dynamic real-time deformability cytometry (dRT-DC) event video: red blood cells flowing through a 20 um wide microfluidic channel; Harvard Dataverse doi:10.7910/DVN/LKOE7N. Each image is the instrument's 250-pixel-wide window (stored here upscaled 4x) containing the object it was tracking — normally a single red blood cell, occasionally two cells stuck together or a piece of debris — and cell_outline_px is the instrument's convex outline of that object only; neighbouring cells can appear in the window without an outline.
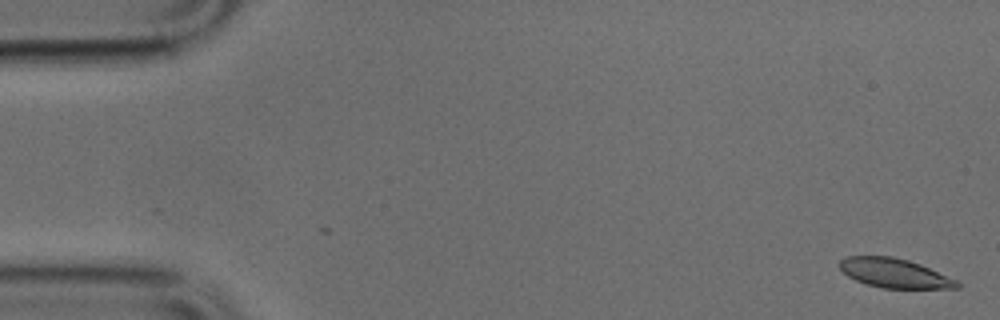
{"species": "common noctule bat (a hibernating species)", "species_latin": "Nyctalus noctula", "temperature_condition": "cold", "stored_images_in_passage": 4, "camera_frame_rate_fps": 3000, "um_per_image_px": 0.085, "animal": {"sex": "male", "body_mass_g": 17.9, "forearm_length_mm": 54.2}, "frame": {"image": 1, "passage_image": 4, "time_ms": 1.0, "image_size_px": [1000, 320], "cell_outline_px": [[960, 288], [884, 288], [868, 284], [856, 280], [848, 276], [840, 268], [840, 260], [848, 256], [892, 256], [908, 260], [920, 264], [956, 280], [960, 284]], "centroid_in_image_um": [76.03, 23.21], "position_along_channel_um": 9.0, "area_um2": 19.71}}